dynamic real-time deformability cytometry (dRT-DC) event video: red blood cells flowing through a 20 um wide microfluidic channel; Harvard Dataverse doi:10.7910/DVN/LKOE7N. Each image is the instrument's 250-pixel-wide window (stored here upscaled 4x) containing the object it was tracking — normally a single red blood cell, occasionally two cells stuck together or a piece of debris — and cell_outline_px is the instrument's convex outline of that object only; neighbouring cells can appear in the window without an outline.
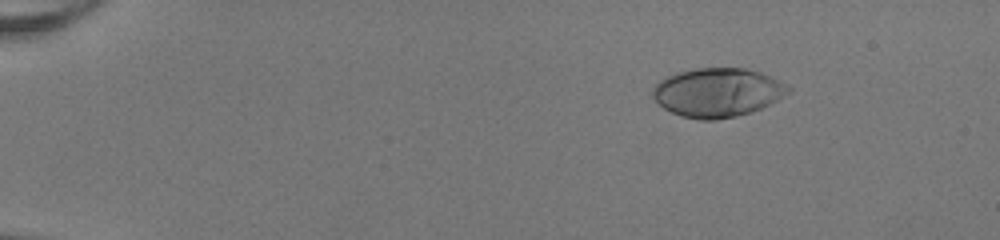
{"species": "human", "species_latin": "Homo sapiens", "temperature_condition": "room temperature", "stored_images_in_passage": 46, "camera_frame_rate_fps": 3000, "um_per_image_px": 0.085, "donor": {"sex": "female"}, "frame": {"image": 1, "passage_image": 2, "time_ms": 0.333, "image_size_px": [1000, 240], "cell_outline_px": [[792, 92], [752, 112], [736, 116], [716, 120], [700, 120], [680, 116], [664, 108], [652, 96], [652, 92], [656, 84], [660, 80], [676, 72], [696, 68], [744, 68], [760, 72], [792, 88]], "centroid_in_image_um": [60.98, 7.86], "position_along_channel_um": 24.0, "area_um2": 38.44}}
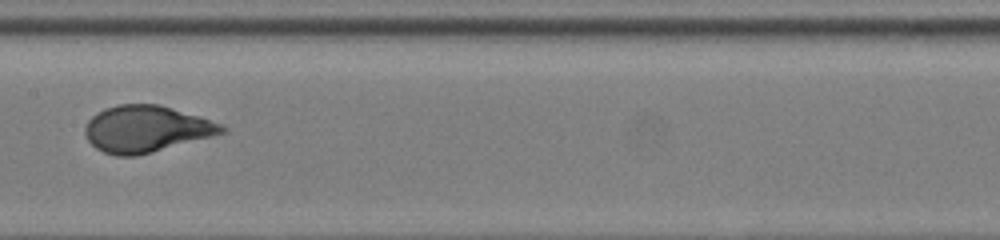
{"frame": {"image": 2, "passage_image": 23, "time_ms": 7.333, "image_size_px": [1000, 240], "cell_outline_px": [[228, 132], [152, 152], [136, 156], [116, 156], [104, 152], [96, 148], [88, 140], [84, 132], [84, 128], [88, 120], [96, 112], [104, 108], [120, 104], [160, 104], [200, 116], [220, 124], [228, 128]], "centroid_in_image_um": [12.42, 10.95], "position_along_channel_um": 195.0, "area_um2": 37.22}}
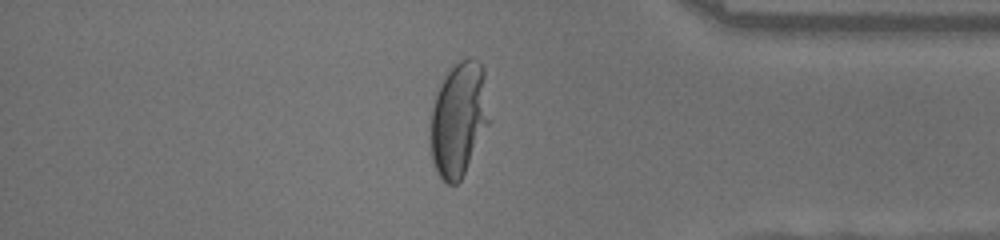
{"frame": {"image": 3, "passage_image": 39, "time_ms": 12.667, "image_size_px": [1000, 240], "cell_outline_px": [[488, 124], [460, 180], [456, 184], [448, 184], [436, 172], [432, 160], [432, 108], [436, 92], [444, 76], [460, 60], [476, 60], [484, 68], [488, 120]], "centroid_in_image_um": [38.98, 10.13], "position_along_channel_um": 396.2, "area_um2": 37.92}, "authors_computed_cell_mechanics": {"area_um2": 36.703, "velocity_mm_per_s": 4.0746, "shape_relaxation_time_tau1_ms": 4.3451, "shape_relaxation_time_tau2_ms": null, "deformation_change_tau1": 0.2572, "deformation_change_tau2": null}}